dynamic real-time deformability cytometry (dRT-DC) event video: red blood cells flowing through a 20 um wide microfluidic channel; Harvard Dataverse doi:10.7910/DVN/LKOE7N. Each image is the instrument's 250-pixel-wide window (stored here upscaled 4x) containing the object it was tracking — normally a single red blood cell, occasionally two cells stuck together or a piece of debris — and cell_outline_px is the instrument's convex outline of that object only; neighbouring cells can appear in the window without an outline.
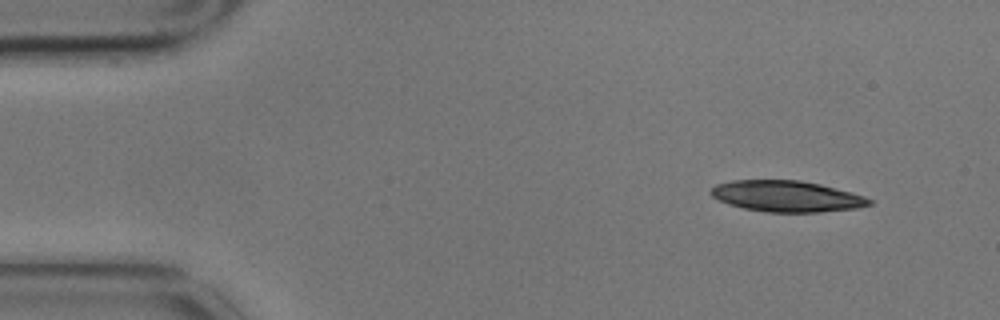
{"species": "common noctule bat (a hibernating species)", "species_latin": "Nyctalus noctula", "temperature_condition": "cold", "stored_images_in_passage": 5, "segment_of_instrument_passage": [1, 2], "camera_frame_rate_fps": 3000, "um_per_image_px": 0.085, "animal": {"sex": "male", "body_mass_g": 17.9}, "frame": {"image": 1, "passage_image": 1, "time_ms": 0.0, "image_size_px": [1000, 320], "cell_outline_px": [[872, 204], [856, 208], [820, 212], [764, 212], [744, 208], [728, 204], [712, 196], [708, 192], [716, 184], [732, 180], [800, 180], [820, 184], [852, 192], [864, 196], [872, 200]], "centroid_in_image_um": [66.86, 16.68], "position_along_channel_um": 18.1, "area_um2": 28.73}}